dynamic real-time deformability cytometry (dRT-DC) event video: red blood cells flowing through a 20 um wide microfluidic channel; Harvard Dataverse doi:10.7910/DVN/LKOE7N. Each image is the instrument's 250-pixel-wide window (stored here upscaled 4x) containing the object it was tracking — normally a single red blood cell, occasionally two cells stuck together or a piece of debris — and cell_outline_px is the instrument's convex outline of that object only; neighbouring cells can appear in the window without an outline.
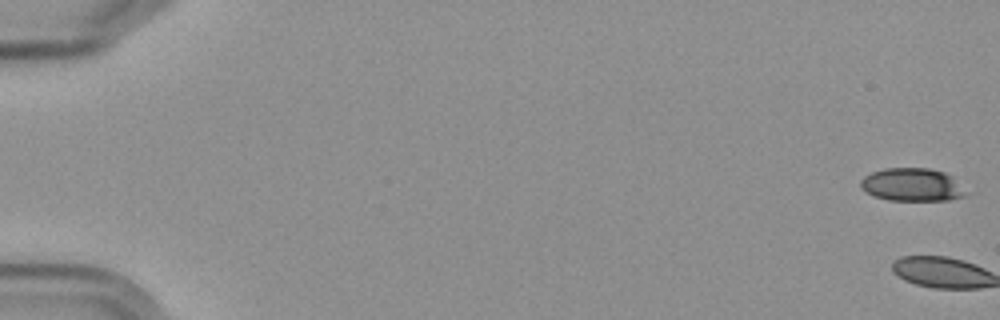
{"species": "Egyptian fruit bat (a non-hibernating species)", "species_latin": "Rousettus aegyptiacus", "temperature_condition": "cold", "stored_images_in_passage": 7, "camera_frame_rate_fps": 3000, "um_per_image_px": 0.085, "frame": {"image": 1, "passage_image": 1, "time_ms": 0.0, "image_size_px": [1000, 320], "cell_outline_px": [[968, 192], [964, 196], [948, 200], [888, 200], [872, 196], [864, 192], [860, 188], [860, 180], [864, 176], [872, 172], [884, 168], [928, 168], [944, 172], [952, 176]], "centroid_in_image_um": [77.49, 15.7], "position_along_channel_um": 7.5, "area_um2": 20.46}}